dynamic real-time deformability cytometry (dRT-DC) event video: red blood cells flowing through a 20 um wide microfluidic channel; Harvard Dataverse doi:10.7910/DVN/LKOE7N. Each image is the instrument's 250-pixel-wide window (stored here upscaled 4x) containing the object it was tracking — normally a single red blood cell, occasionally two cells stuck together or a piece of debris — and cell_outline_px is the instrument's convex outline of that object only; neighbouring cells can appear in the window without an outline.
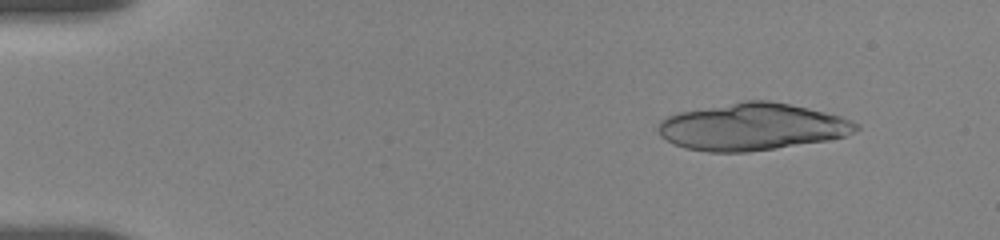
{"species": "human", "species_latin": "Homo sapiens", "temperature_condition": "room temperature", "stored_images_in_passage": 14, "camera_frame_rate_fps": 3000, "um_per_image_px": 0.085, "donor": {"sex": "female"}, "frame": {"image": 1, "passage_image": 1, "time_ms": 0.0, "image_size_px": [1000, 240], "cell_outline_px": [[860, 128], [856, 132], [844, 136], [828, 140], [776, 148], [748, 152], [708, 152], [684, 148], [660, 136], [656, 128], [656, 124], [660, 120], [668, 116], [680, 112], [744, 100], [768, 100], [808, 108], [840, 116], [852, 120], [860, 124]], "centroid_in_image_um": [63.93, 10.78], "position_along_channel_um": 21.1, "area_um2": 54.33}}